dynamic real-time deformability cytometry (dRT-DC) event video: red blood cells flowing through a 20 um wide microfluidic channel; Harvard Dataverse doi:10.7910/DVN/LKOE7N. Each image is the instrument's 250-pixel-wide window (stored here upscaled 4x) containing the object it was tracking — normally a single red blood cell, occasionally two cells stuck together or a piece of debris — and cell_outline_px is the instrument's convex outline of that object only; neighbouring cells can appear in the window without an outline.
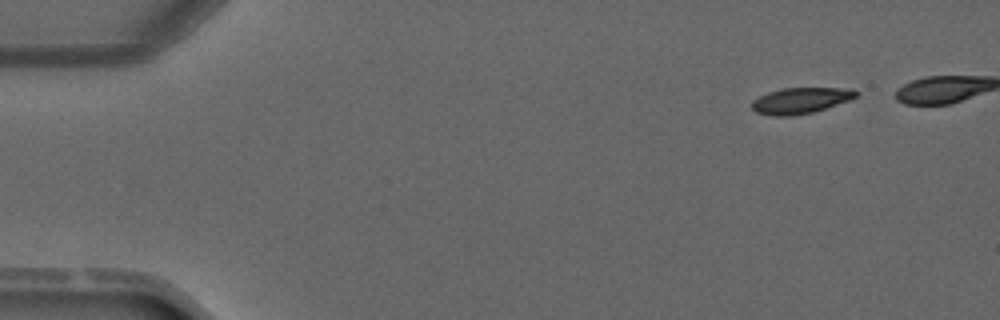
{"species": "common noctule bat (a hibernating species)", "species_latin": "Nyctalus noctula", "temperature_condition": "warm", "stored_images_in_passage": 5, "camera_frame_rate_fps": 3000, "um_per_image_px": 0.085, "animal": {"sex": "male", "forearm_length_mm": 52.5}, "frame": {"image": 1, "passage_image": 5, "time_ms": 5.667, "image_size_px": [1000, 320], "cell_outline_px": [[860, 92], [852, 100], [812, 112], [792, 116], [772, 116], [756, 112], [752, 108], [752, 100], [768, 92], [784, 88], [852, 88]], "centroid_in_image_um": [68.08, 8.54], "position_along_channel_um": 16.9, "area_um2": 15.84}}